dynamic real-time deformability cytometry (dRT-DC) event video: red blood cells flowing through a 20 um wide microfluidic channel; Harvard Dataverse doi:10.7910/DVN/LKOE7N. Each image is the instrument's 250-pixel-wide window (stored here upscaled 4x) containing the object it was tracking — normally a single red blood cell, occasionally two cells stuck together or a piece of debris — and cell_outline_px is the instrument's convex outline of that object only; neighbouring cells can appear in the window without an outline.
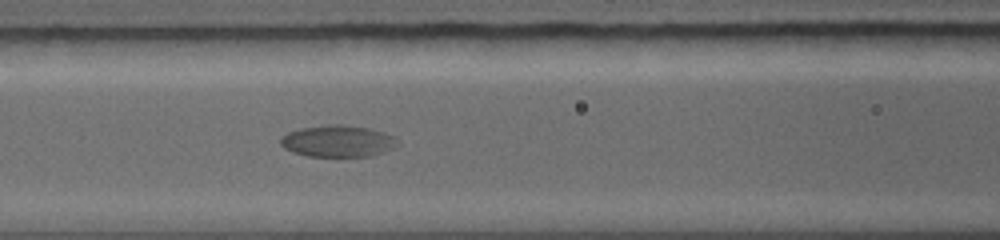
{"species": "common noctule bat (a hibernating species)", "species_latin": "Nyctalus noctula", "temperature_condition": "warm", "stored_images_in_passage": 17, "camera_frame_rate_fps": 5000, "um_per_image_px": 0.085, "animal": {"sex": "female", "body_mass_g": 19.0, "forearm_length_mm": 56.7}, "frame": {"image": 1, "passage_image": 7, "time_ms": 3.6, "image_size_px": [1000, 240], "cell_outline_px": [[400, 144], [384, 152], [372, 156], [308, 156], [292, 152], [284, 148], [280, 144], [280, 140], [288, 132], [304, 128], [332, 124], [336, 124], [368, 128], [396, 136], [400, 140]], "centroid_in_image_um": [28.77, 12.01], "position_along_channel_um": 137.8, "area_um2": 21.5}}
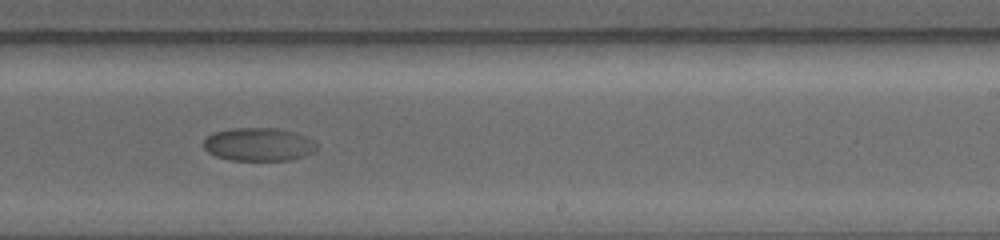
{"frame": {"image": 2, "passage_image": 10, "time_ms": 6.8, "image_size_px": [1000, 240], "cell_outline_px": [[316, 152], [292, 160], [228, 160], [216, 156], [208, 152], [204, 148], [204, 140], [208, 136], [216, 132], [232, 128], [276, 128], [296, 132], [312, 140], [316, 144]], "centroid_in_image_um": [22.0, 12.28], "position_along_channel_um": 267.0, "area_um2": 21.91}}
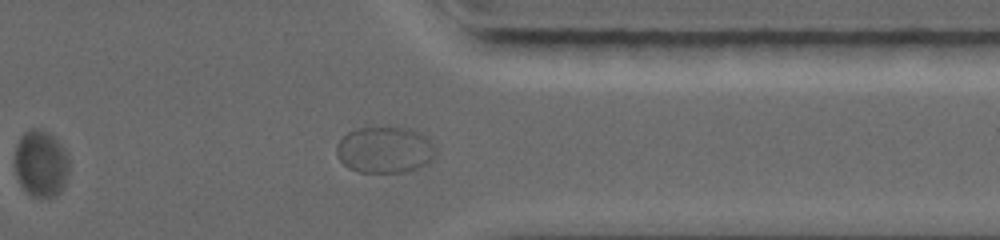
{"frame": {"image": 3, "passage_image": 13, "time_ms": 9.6, "image_size_px": [1000, 240], "cell_outline_px": [[68, 172], [64, 184], [60, 192], [52, 196], [32, 196], [20, 184], [16, 176], [12, 164], [16, 144], [28, 132], [44, 132], [64, 152], [68, 160]], "centroid_in_image_um": [3.41, 14.01], "position_along_channel_um": 408.0, "area_um2": 20.0}, "authors_computed_cell_mechanics": {"area_um2": 21.9062, "velocity_mm_per_s": 4.0529, "shape_relaxation_time_tau1_ms": 3.4965, "shape_relaxation_time_tau2_ms": null, "deformation_change_tau1": 0.0501, "deformation_change_tau2": null}}